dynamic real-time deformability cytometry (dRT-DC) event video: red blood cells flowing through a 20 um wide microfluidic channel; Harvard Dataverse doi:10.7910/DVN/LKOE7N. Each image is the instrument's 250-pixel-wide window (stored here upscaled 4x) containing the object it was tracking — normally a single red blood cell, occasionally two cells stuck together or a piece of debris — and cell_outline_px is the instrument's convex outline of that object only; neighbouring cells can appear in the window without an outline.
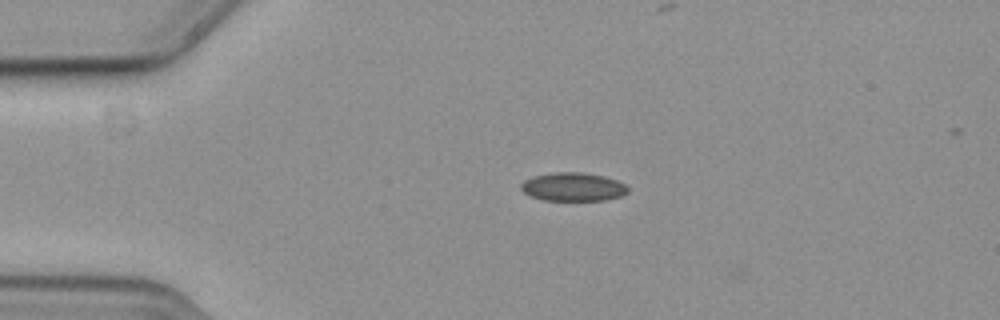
{"species": "common noctule bat (a hibernating species)", "species_latin": "Nyctalus noctula", "temperature_condition": "cold", "stored_images_in_passage": 3, "camera_frame_rate_fps": 3000, "um_per_image_px": 0.085, "animal": {"sex": "female", "body_mass_g": 19.3, "forearm_length_mm": 54.1}, "frame": {"image": 1, "passage_image": 2, "time_ms": 0.333, "image_size_px": [1000, 320], "cell_outline_px": [[628, 192], [620, 196], [604, 200], [544, 200], [532, 196], [524, 192], [520, 188], [520, 184], [524, 180], [536, 176], [556, 172], [584, 172], [604, 176], [616, 180], [624, 184], [628, 188]], "centroid_in_image_um": [48.72, 15.88], "position_along_channel_um": 36.3, "area_um2": 17.57}}